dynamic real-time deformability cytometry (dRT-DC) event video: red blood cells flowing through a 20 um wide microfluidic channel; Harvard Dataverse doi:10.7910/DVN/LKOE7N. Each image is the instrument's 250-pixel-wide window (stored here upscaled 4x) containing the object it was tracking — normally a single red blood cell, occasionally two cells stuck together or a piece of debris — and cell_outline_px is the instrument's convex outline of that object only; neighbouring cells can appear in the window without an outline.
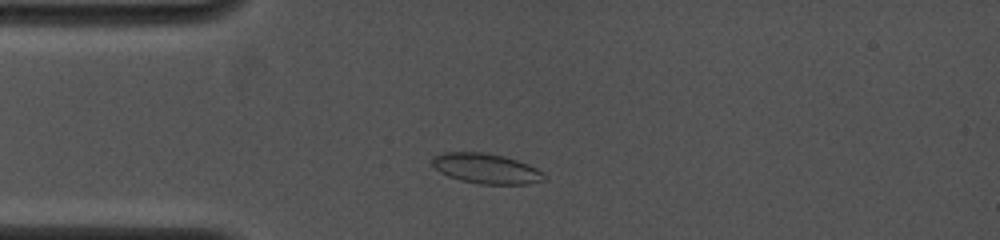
{"species": "common noctule bat (a hibernating species)", "species_latin": "Nyctalus noctula", "temperature_condition": "cold", "stored_images_in_passage": 28, "camera_frame_rate_fps": 4000, "um_per_image_px": 0.085, "animal": {"sex": "female", "body_mass_g": 19.0, "forearm_length_mm": 53.3}, "frame": {"image": 1, "passage_image": 1, "time_ms": 0.0, "image_size_px": [1000, 240], "cell_outline_px": [[548, 176], [544, 180], [528, 184], [480, 184], [460, 180], [448, 176], [440, 172], [432, 164], [432, 156], [444, 152], [484, 152], [504, 156], [528, 164], [544, 172]], "centroid_in_image_um": [41.34, 14.33], "position_along_channel_um": 43.7, "area_um2": 19.77}}
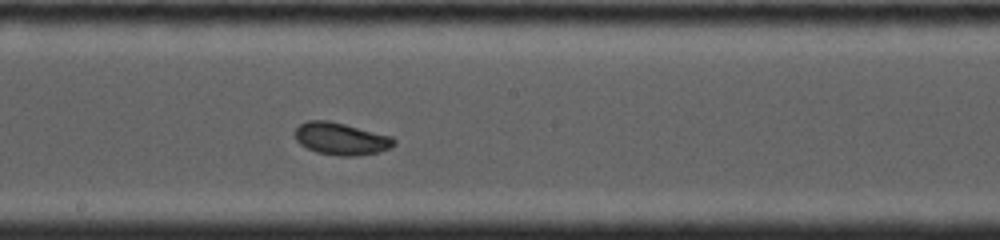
{"frame": {"image": 2, "passage_image": 13, "time_ms": 4.75, "image_size_px": [1000, 240], "cell_outline_px": [[396, 144], [380, 152], [360, 156], [340, 156], [316, 152], [300, 144], [296, 140], [296, 128], [300, 124], [308, 120], [328, 120], [392, 136], [396, 140]], "centroid_in_image_um": [29.01, 11.8], "position_along_channel_um": 219.2, "area_um2": 18.61}}
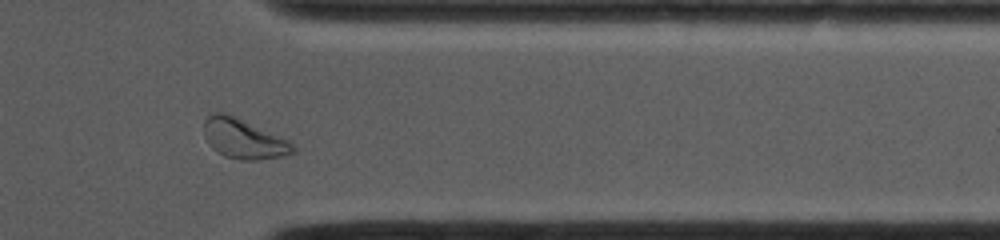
{"frame": {"image": 3, "passage_image": 24, "time_ms": 9.0, "image_size_px": [1000, 240], "cell_outline_px": [[296, 152], [280, 156], [260, 160], [240, 160], [224, 156], [216, 152], [208, 144], [204, 136], [204, 120], [208, 116], [216, 112], [228, 112], [288, 140], [296, 148]], "centroid_in_image_um": [20.67, 11.79], "position_along_channel_um": 390.7, "area_um2": 20.87}, "authors_computed_cell_mechanics": {"area_um2": 18.7561, "velocity_mm_per_s": 4.0335, "shape_relaxation_time_tau1_ms": 2.1594, "shape_relaxation_time_tau2_ms": 4.5457, "deformation_change_tau1": 0.0698, "deformation_change_tau2": 0.0793}}